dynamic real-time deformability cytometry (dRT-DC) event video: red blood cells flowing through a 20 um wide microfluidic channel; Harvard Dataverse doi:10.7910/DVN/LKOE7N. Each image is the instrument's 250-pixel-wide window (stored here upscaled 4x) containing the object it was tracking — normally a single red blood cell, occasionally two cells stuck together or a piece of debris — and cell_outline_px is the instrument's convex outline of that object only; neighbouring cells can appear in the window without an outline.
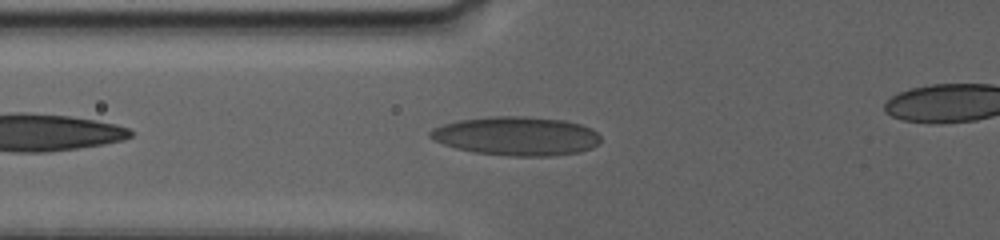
{"species": "human", "species_latin": "Homo sapiens", "temperature_condition": "warm", "stored_images_in_passage": 34, "camera_frame_rate_fps": 3000, "um_per_image_px": 0.085, "donor": {"sex": "female"}, "frame": {"image": 1, "passage_image": 4, "time_ms": 1.333, "image_size_px": [1000, 240], "cell_outline_px": [[600, 140], [592, 148], [580, 152], [548, 156], [508, 156], [476, 152], [456, 148], [444, 144], [428, 136], [428, 132], [432, 128], [444, 124], [460, 120], [492, 116], [524, 116], [564, 120], [580, 124], [592, 128], [600, 136]], "centroid_in_image_um": [43.91, 11.56], "position_along_channel_um": 81.9, "area_um2": 38.49}}
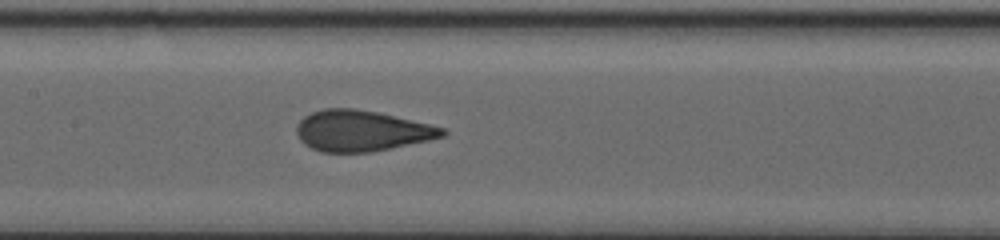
{"frame": {"image": 2, "passage_image": 11, "time_ms": 4.333, "image_size_px": [1000, 240], "cell_outline_px": [[448, 132], [444, 136], [428, 140], [372, 152], [320, 152], [304, 144], [300, 140], [296, 132], [296, 124], [304, 116], [312, 112], [324, 108], [356, 108], [376, 112], [428, 124], [444, 128]], "centroid_in_image_um": [30.69, 11.12], "position_along_channel_um": 176.7, "area_um2": 34.56}}
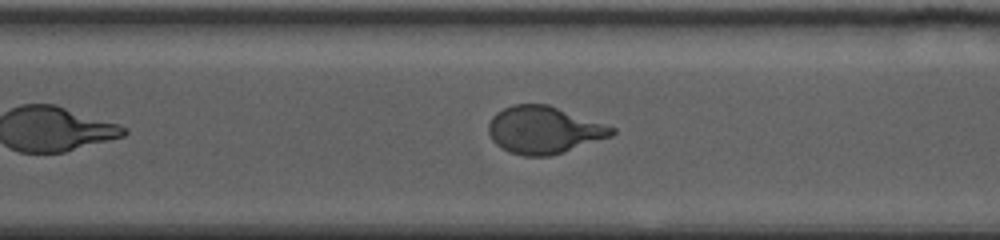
{"frame": {"image": 3, "passage_image": 23, "time_ms": 9.0, "image_size_px": [1000, 240], "cell_outline_px": [[616, 132], [612, 136], [548, 156], [524, 156], [508, 152], [500, 148], [492, 140], [488, 132], [488, 124], [492, 116], [496, 112], [512, 104], [548, 104], [616, 128]], "centroid_in_image_um": [46.19, 11.04], "position_along_channel_um": 324.4, "area_um2": 33.87}}